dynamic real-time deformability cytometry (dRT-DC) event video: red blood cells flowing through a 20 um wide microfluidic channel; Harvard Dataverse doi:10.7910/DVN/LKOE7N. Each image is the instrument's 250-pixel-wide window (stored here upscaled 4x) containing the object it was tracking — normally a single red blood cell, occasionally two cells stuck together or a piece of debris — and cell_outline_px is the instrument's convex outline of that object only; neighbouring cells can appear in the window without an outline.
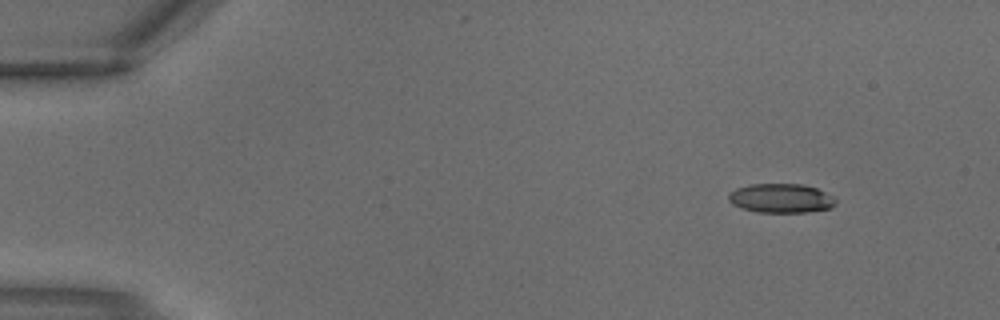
{"species": "common noctule bat (a hibernating species)", "species_latin": "Nyctalus noctula", "temperature_condition": "warm", "stored_images_in_passage": 3, "camera_frame_rate_fps": 3000, "um_per_image_px": 0.085, "animal": {"sex": "male", "body_mass_g": 18.8}, "frame": {"image": 1, "passage_image": 1, "time_ms": 0.0, "image_size_px": [1000, 320], "cell_outline_px": [[836, 204], [832, 208], [808, 212], [756, 212], [732, 204], [728, 200], [728, 192], [736, 188], [748, 184], [804, 184], [816, 188], [832, 196], [836, 200]], "centroid_in_image_um": [66.37, 16.84], "position_along_channel_um": 18.6, "area_um2": 18.32}}
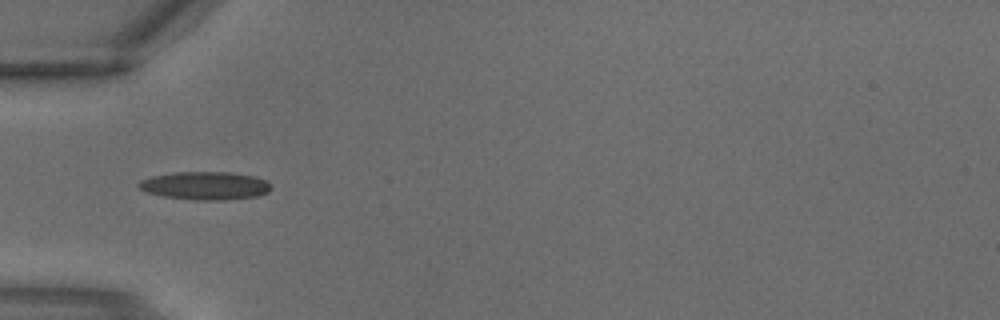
{"frame": {"image": 2, "passage_image": 3, "time_ms": 0.667, "image_size_px": [1000, 320], "cell_outline_px": [[272, 188], [268, 192], [260, 196], [224, 200], [196, 200], [164, 196], [148, 192], [140, 188], [136, 184], [140, 180], [152, 176], [172, 172], [232, 172], [256, 176], [264, 180]], "centroid_in_image_um": [17.45, 15.78], "position_along_channel_um": 67.5, "area_um2": 21.73}}